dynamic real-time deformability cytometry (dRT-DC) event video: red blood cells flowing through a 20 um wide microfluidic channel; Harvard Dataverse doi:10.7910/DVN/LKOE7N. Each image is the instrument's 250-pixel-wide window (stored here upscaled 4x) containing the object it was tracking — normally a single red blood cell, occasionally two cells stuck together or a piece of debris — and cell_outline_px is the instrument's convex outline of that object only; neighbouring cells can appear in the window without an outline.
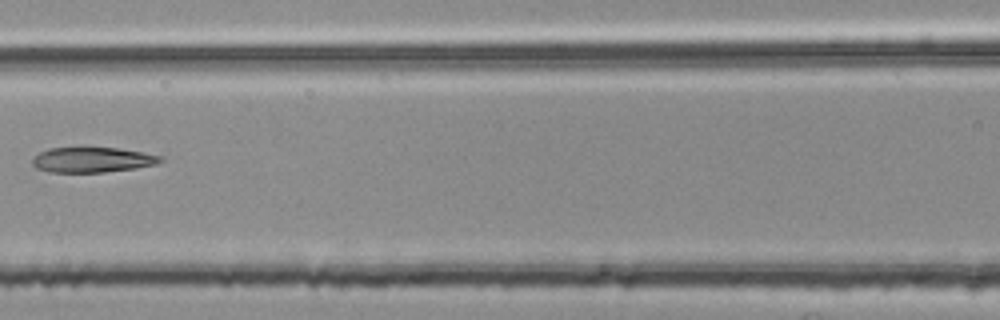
{"species": "common noctule bat (a hibernating species)", "species_latin": "Nyctalus noctula", "temperature_condition": "room temperature", "stored_images_in_passage": 6, "segment_of_instrument_passage": [2, 2], "camera_frame_rate_fps": 3000, "um_per_image_px": 0.085, "animal": {"sex": "female", "body_mass_g": 25.1}, "frame": {"image": 1, "passage_image": 6, "time_ms": 1.667, "image_size_px": [1000, 320], "cell_outline_px": [[164, 160], [156, 164], [136, 168], [104, 172], [48, 172], [36, 168], [32, 164], [32, 160], [40, 152], [48, 148], [120, 148], [160, 156]], "centroid_in_image_um": [7.83, 13.59], "position_along_channel_um": 158.8, "area_um2": 18.61}}